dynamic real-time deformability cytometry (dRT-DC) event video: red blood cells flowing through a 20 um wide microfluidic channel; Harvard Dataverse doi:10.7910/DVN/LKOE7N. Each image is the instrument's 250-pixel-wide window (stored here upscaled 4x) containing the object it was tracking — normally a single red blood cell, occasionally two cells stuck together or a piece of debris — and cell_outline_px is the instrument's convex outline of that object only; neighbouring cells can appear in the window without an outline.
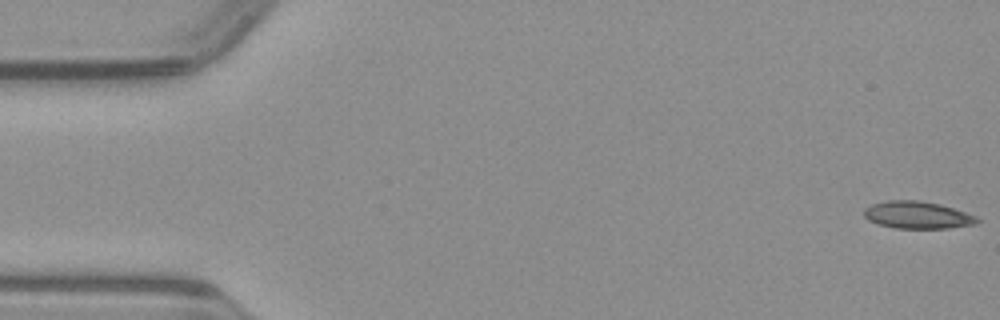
{"species": "common noctule bat (a hibernating species)", "species_latin": "Nyctalus noctula", "temperature_condition": "warm", "stored_images_in_passage": 49, "camera_frame_rate_fps": 3000, "um_per_image_px": 0.085, "animal": {"sex": "male", "body_mass_g": 23.1, "forearm_length_mm": 52.7}, "frame": {"image": 1, "passage_image": 1, "time_ms": 0.0, "image_size_px": [1000, 320], "cell_outline_px": [[980, 220], [976, 224], [948, 228], [896, 228], [880, 224], [868, 220], [864, 216], [864, 208], [872, 204], [888, 200], [920, 200], [940, 204], [976, 216]], "centroid_in_image_um": [77.97, 18.27], "position_along_channel_um": 7.0, "area_um2": 17.86}}
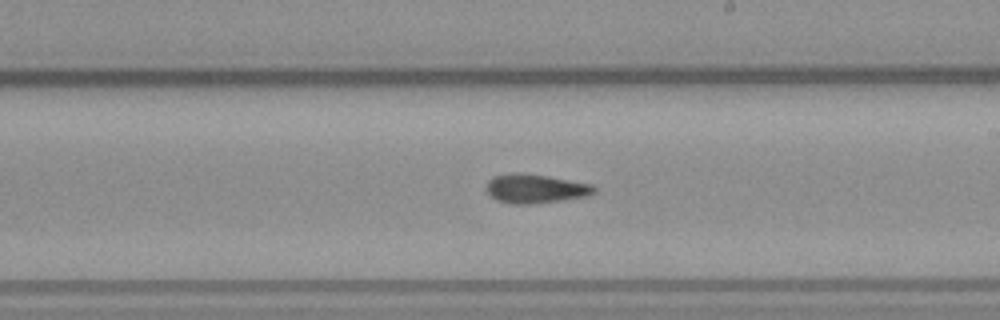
{"frame": {"image": 2, "passage_image": 28, "time_ms": 9.0, "image_size_px": [1000, 320], "cell_outline_px": [[596, 192], [588, 196], [560, 200], [528, 204], [512, 204], [496, 200], [488, 192], [488, 180], [492, 176], [512, 172], [520, 172], [548, 176], [592, 184], [596, 188]], "centroid_in_image_um": [45.51, 16.02], "position_along_channel_um": 243.5, "area_um2": 18.21}}
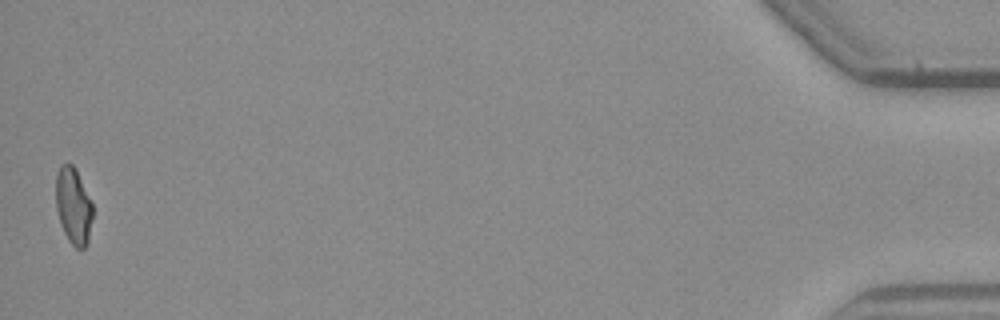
{"frame": {"image": 3, "passage_image": 49, "time_ms": 16.0, "image_size_px": [1000, 320], "cell_outline_px": [[92, 216], [88, 240], [84, 248], [76, 248], [68, 240], [60, 224], [56, 208], [56, 172], [60, 164], [72, 164], [76, 168], [92, 204]], "centroid_in_image_um": [6.21, 17.48], "position_along_channel_um": 429.0, "area_um2": 16.36}}